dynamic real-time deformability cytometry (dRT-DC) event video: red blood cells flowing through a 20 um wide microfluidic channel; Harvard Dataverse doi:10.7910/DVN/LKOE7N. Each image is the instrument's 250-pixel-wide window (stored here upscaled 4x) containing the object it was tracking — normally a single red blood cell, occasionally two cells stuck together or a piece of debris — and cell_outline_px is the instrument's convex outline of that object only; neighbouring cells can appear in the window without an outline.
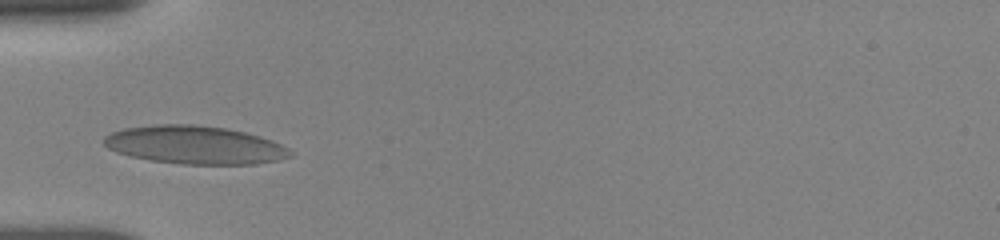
{"species": "human", "species_latin": "Homo sapiens", "temperature_condition": "room temperature", "stored_images_in_passage": 4, "camera_frame_rate_fps": 3000, "um_per_image_px": 0.085, "donor": {"sex": "female"}, "frame": {"image": 1, "passage_image": 1, "time_ms": 0.0, "image_size_px": [1000, 240], "cell_outline_px": [[292, 156], [280, 160], [256, 164], [180, 164], [152, 160], [128, 156], [116, 152], [108, 148], [104, 144], [104, 136], [112, 132], [124, 128], [156, 124], [192, 124], [224, 128], [244, 132], [260, 136], [272, 140], [288, 148], [292, 152]], "centroid_in_image_um": [16.56, 12.32], "position_along_channel_um": 68.4, "area_um2": 41.5}}